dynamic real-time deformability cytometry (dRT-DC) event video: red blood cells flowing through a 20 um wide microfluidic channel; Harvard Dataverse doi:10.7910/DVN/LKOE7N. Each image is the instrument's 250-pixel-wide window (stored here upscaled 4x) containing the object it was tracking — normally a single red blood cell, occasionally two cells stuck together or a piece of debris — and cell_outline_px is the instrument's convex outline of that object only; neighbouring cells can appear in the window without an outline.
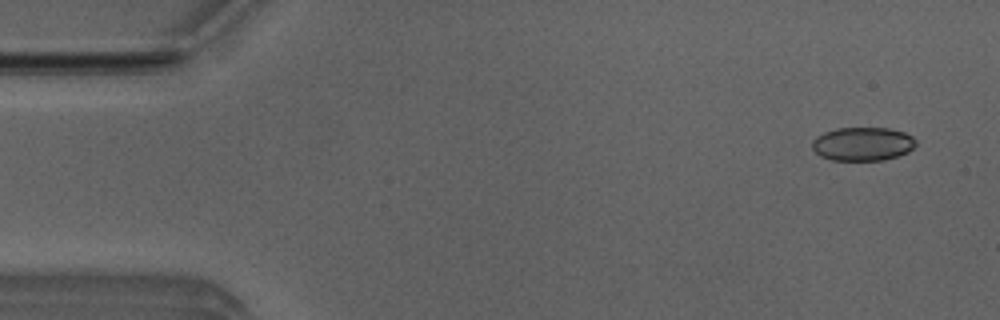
{"species": "Egyptian fruit bat (a non-hibernating species)", "species_latin": "Rousettus aegyptiacus", "temperature_condition": "room temperature", "stored_images_in_passage": 4, "camera_frame_rate_fps": 3000, "um_per_image_px": 0.085, "animal": {"sex": "male"}, "frame": {"image": 1, "passage_image": 1, "time_ms": 0.0, "image_size_px": [1000, 320], "cell_outline_px": [[916, 144], [908, 152], [884, 160], [832, 160], [820, 156], [812, 148], [812, 140], [816, 136], [824, 132], [836, 128], [888, 128], [904, 132], [912, 136], [916, 140]], "centroid_in_image_um": [73.31, 12.23], "position_along_channel_um": 11.7, "area_um2": 20.35}}